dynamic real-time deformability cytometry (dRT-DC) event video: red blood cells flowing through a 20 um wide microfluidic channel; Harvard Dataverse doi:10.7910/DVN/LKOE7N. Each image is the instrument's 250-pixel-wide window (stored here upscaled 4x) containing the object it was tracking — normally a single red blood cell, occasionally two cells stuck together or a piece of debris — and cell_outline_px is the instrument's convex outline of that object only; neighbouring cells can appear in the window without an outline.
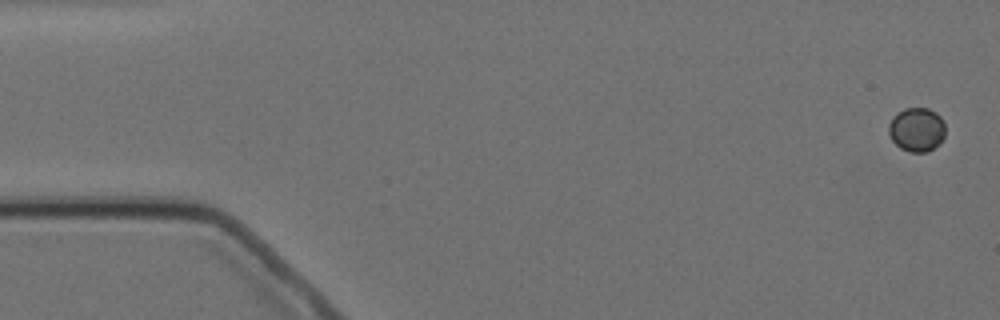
{"species": "Egyptian fruit bat (a non-hibernating species)", "species_latin": "Rousettus aegyptiacus", "temperature_condition": "cold", "stored_images_in_passage": 5, "camera_frame_rate_fps": 3000, "um_per_image_px": 0.085, "animal": {"sex": "female"}, "frame": {"image": 1, "passage_image": 1, "time_ms": 0.0, "image_size_px": [1000, 320], "cell_outline_px": [[944, 136], [940, 144], [928, 152], [908, 152], [900, 148], [892, 140], [888, 132], [888, 124], [892, 116], [896, 112], [904, 108], [928, 108], [936, 112], [944, 120]], "centroid_in_image_um": [77.91, 11.01], "position_along_channel_um": 7.1, "area_um2": 14.85}}
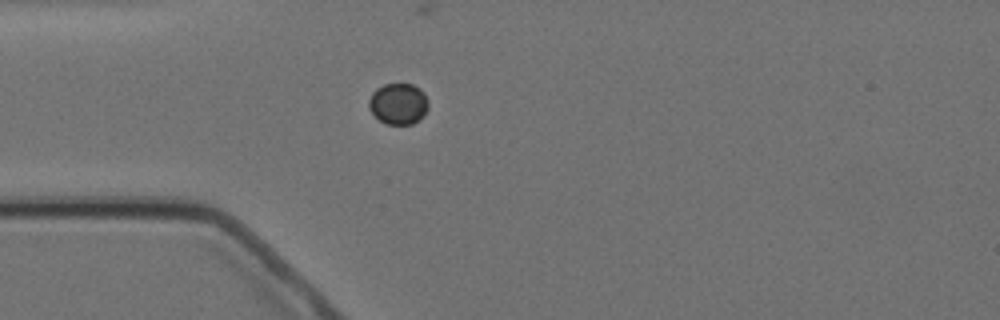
{"frame": {"image": 2, "passage_image": 5, "time_ms": 4.667, "image_size_px": [1000, 320], "cell_outline_px": [[428, 108], [424, 116], [420, 120], [412, 124], [388, 124], [380, 120], [368, 108], [368, 100], [372, 92], [376, 88], [384, 84], [412, 84], [420, 88], [424, 92], [428, 100]], "centroid_in_image_um": [33.87, 8.81], "position_along_channel_um": 51.1, "area_um2": 14.45}}